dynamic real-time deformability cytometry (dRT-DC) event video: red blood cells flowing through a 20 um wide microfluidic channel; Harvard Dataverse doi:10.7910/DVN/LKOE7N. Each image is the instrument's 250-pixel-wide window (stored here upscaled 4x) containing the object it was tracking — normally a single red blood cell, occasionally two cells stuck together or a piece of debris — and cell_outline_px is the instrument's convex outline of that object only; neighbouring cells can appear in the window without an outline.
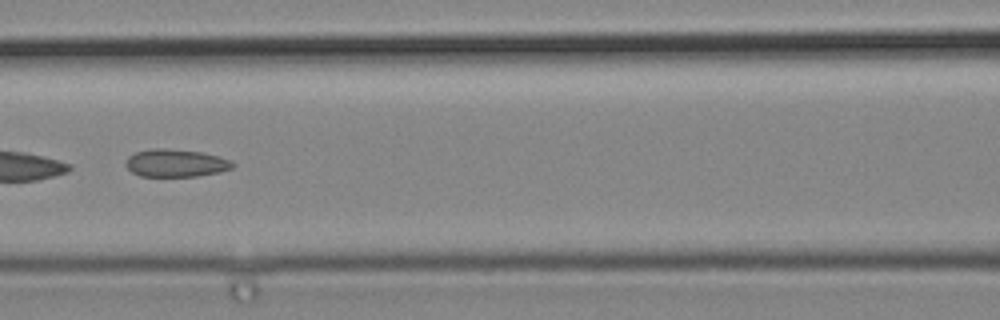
{"species": "common noctule bat (a hibernating species)", "species_latin": "Nyctalus noctula", "temperature_condition": "cold", "stored_images_in_passage": 4, "camera_frame_rate_fps": 3000, "um_per_image_px": 0.085, "animal": {"sex": "male", "body_mass_g": 19.2, "forearm_length_mm": 51.8}, "frame": {"image": 1, "passage_image": 3, "time_ms": 0.667, "image_size_px": [1000, 320], "cell_outline_px": [[236, 164], [232, 168], [220, 172], [196, 176], [140, 176], [132, 172], [124, 164], [128, 156], [136, 152], [152, 148], [164, 148], [200, 152], [232, 160]], "centroid_in_image_um": [14.93, 13.86], "position_along_channel_um": 151.7, "area_um2": 17.22}}
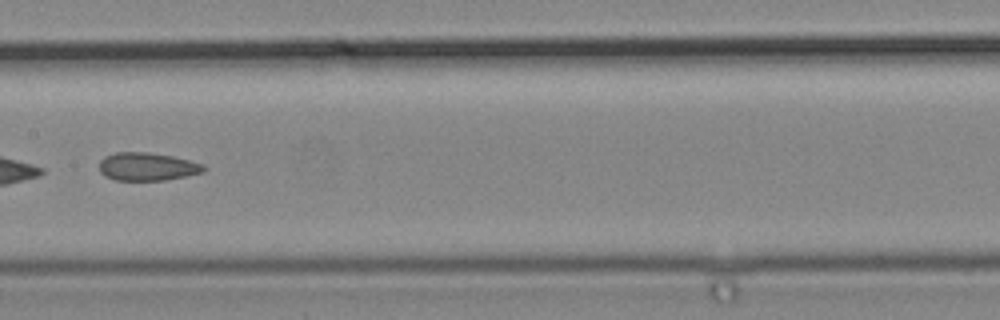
{"frame": {"image": 2, "passage_image": 4, "time_ms": 1.0, "image_size_px": [1000, 320], "cell_outline_px": [[208, 168], [204, 172], [164, 180], [116, 180], [104, 176], [100, 172], [100, 160], [104, 156], [116, 152], [148, 152], [172, 156], [204, 164]], "centroid_in_image_um": [12.51, 14.16], "position_along_channel_um": 194.9, "area_um2": 17.11}}